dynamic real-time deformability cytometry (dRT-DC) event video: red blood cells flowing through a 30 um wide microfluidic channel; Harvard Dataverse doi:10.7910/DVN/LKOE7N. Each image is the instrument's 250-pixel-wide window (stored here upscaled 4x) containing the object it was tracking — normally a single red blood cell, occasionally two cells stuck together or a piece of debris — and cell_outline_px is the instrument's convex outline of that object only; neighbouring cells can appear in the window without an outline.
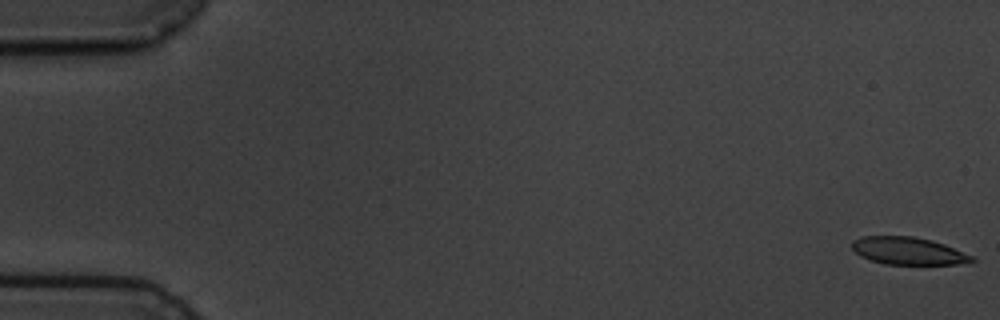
{"species": "common noctule bat (a hibernating species)", "species_latin": "Nyctalus noctula", "temperature_condition": "cold", "stored_images_in_passage": 7, "camera_frame_rate_fps": 3000, "um_per_image_px": 0.085, "animal": {"sex": "male", "body_mass_g": 19.5, "forearm_length_mm": 54.6}, "frame": {"image": 1, "passage_image": 1, "time_ms": 0.0, "image_size_px": [1000, 320], "cell_outline_px": [[976, 260], [972, 264], [884, 264], [860, 256], [852, 248], [852, 240], [860, 236], [912, 236], [932, 240], [944, 244], [972, 256]], "centroid_in_image_um": [77.21, 21.33], "position_along_channel_um": 7.8, "area_um2": 19.25}}
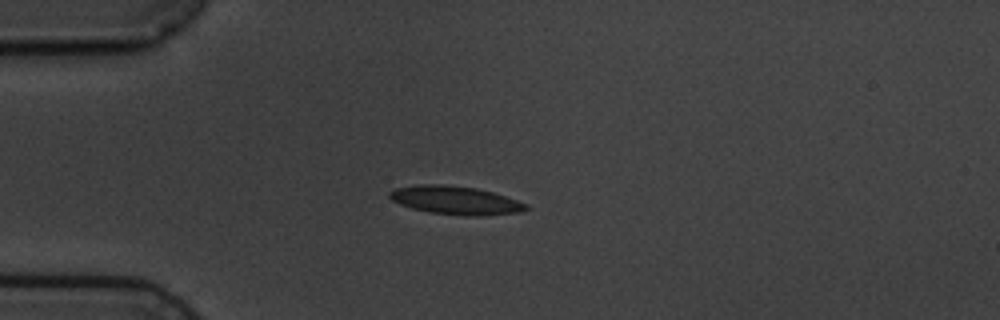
{"frame": {"image": 2, "passage_image": 5, "time_ms": 4.667, "image_size_px": [1000, 320], "cell_outline_px": [[532, 208], [520, 212], [480, 216], [464, 216], [428, 212], [412, 208], [400, 204], [392, 200], [388, 196], [388, 192], [396, 188], [416, 184], [444, 184], [476, 188], [492, 192], [528, 204]], "centroid_in_image_um": [38.72, 17.03], "position_along_channel_um": 46.3, "area_um2": 22.72}}
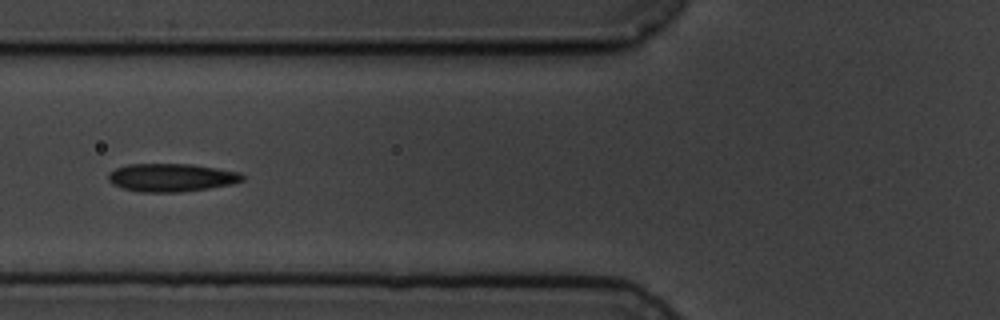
{"frame": {"image": 3, "passage_image": 7, "time_ms": 7.0, "image_size_px": [1000, 320], "cell_outline_px": [[244, 180], [232, 184], [208, 188], [180, 192], [140, 192], [124, 188], [112, 184], [108, 180], [108, 172], [116, 168], [128, 164], [192, 164], [240, 172], [244, 176]], "centroid_in_image_um": [14.56, 15.09], "position_along_channel_um": 111.2, "area_um2": 21.96}}